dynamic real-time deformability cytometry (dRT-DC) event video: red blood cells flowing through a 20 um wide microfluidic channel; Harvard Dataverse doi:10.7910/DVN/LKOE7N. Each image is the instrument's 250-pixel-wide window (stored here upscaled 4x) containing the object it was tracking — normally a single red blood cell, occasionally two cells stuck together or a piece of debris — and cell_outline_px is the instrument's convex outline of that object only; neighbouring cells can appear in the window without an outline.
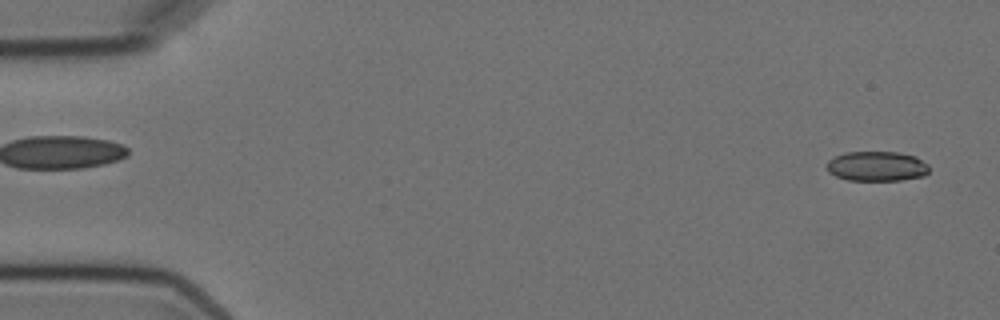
{"species": "Egyptian fruit bat (a non-hibernating species)", "species_latin": "Rousettus aegyptiacus", "temperature_condition": "cold", "stored_images_in_passage": 2, "segment_of_instrument_passage": [2, 2], "camera_frame_rate_fps": 3000, "um_per_image_px": 0.085, "animal": {"sex": "female"}, "frame": {"image": 1, "passage_image": 2, "time_ms": 1.333, "image_size_px": [1000, 320], "cell_outline_px": [[928, 172], [924, 176], [900, 180], [848, 180], [836, 176], [828, 172], [828, 160], [844, 152], [900, 152], [916, 156], [928, 164]], "centroid_in_image_um": [74.55, 14.12], "position_along_channel_um": 10.5, "area_um2": 17.8}}